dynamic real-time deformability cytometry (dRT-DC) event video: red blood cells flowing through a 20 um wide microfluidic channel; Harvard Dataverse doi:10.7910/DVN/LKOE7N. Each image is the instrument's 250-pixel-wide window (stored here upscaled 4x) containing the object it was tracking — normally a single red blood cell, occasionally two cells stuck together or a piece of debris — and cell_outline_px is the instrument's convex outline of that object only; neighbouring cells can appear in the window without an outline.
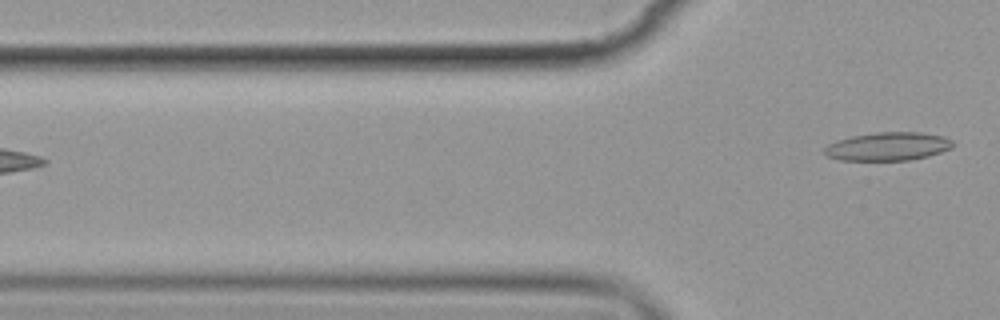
{"species": "common noctule bat (a hibernating species)", "species_latin": "Nyctalus noctula", "temperature_condition": "cold", "stored_images_in_passage": 7, "segment_of_instrument_passage": [2, 2], "camera_frame_rate_fps": 3000, "um_per_image_px": 0.085, "animal": {"sex": "female", "body_mass_g": 19.9}, "frame": {"image": 1, "passage_image": 7, "time_ms": 6.667, "image_size_px": [1000, 320], "cell_outline_px": [[956, 144], [952, 148], [928, 156], [908, 160], [840, 160], [824, 156], [824, 148], [828, 144], [836, 140], [852, 136], [876, 132], [920, 132], [944, 136], [952, 140]], "centroid_in_image_um": [75.47, 12.44], "position_along_channel_um": 50.3, "area_um2": 21.39}}